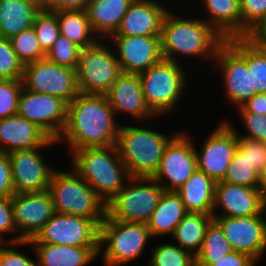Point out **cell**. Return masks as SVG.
I'll use <instances>...</instances> for the list:
<instances>
[{
	"label": "cell",
	"mask_w": 266,
	"mask_h": 266,
	"mask_svg": "<svg viewBox=\"0 0 266 266\" xmlns=\"http://www.w3.org/2000/svg\"><path fill=\"white\" fill-rule=\"evenodd\" d=\"M117 120L106 94L79 93L68 104L66 124L56 142H66L70 154L86 147L116 145Z\"/></svg>",
	"instance_id": "1"
},
{
	"label": "cell",
	"mask_w": 266,
	"mask_h": 266,
	"mask_svg": "<svg viewBox=\"0 0 266 266\" xmlns=\"http://www.w3.org/2000/svg\"><path fill=\"white\" fill-rule=\"evenodd\" d=\"M188 16L172 10L165 15L160 36L163 58L174 62L202 58L213 63L218 48L226 40L204 18Z\"/></svg>",
	"instance_id": "2"
},
{
	"label": "cell",
	"mask_w": 266,
	"mask_h": 266,
	"mask_svg": "<svg viewBox=\"0 0 266 266\" xmlns=\"http://www.w3.org/2000/svg\"><path fill=\"white\" fill-rule=\"evenodd\" d=\"M74 169L105 202H109L130 178L116 145L86 147L69 154Z\"/></svg>",
	"instance_id": "3"
},
{
	"label": "cell",
	"mask_w": 266,
	"mask_h": 266,
	"mask_svg": "<svg viewBox=\"0 0 266 266\" xmlns=\"http://www.w3.org/2000/svg\"><path fill=\"white\" fill-rule=\"evenodd\" d=\"M122 124V125H121ZM130 124V125H129ZM120 123L116 147L130 177H153L169 142L179 133L169 136L142 123ZM135 125V126H134ZM154 128V129H153Z\"/></svg>",
	"instance_id": "4"
},
{
	"label": "cell",
	"mask_w": 266,
	"mask_h": 266,
	"mask_svg": "<svg viewBox=\"0 0 266 266\" xmlns=\"http://www.w3.org/2000/svg\"><path fill=\"white\" fill-rule=\"evenodd\" d=\"M48 191L56 213L89 218L98 226L104 221L106 203L74 169H56Z\"/></svg>",
	"instance_id": "5"
},
{
	"label": "cell",
	"mask_w": 266,
	"mask_h": 266,
	"mask_svg": "<svg viewBox=\"0 0 266 266\" xmlns=\"http://www.w3.org/2000/svg\"><path fill=\"white\" fill-rule=\"evenodd\" d=\"M183 64L163 58L139 74L146 102L159 118L176 111L185 97L189 80Z\"/></svg>",
	"instance_id": "6"
},
{
	"label": "cell",
	"mask_w": 266,
	"mask_h": 266,
	"mask_svg": "<svg viewBox=\"0 0 266 266\" xmlns=\"http://www.w3.org/2000/svg\"><path fill=\"white\" fill-rule=\"evenodd\" d=\"M152 238L147 224L105 216L99 225V255L105 266H124L138 259Z\"/></svg>",
	"instance_id": "7"
},
{
	"label": "cell",
	"mask_w": 266,
	"mask_h": 266,
	"mask_svg": "<svg viewBox=\"0 0 266 266\" xmlns=\"http://www.w3.org/2000/svg\"><path fill=\"white\" fill-rule=\"evenodd\" d=\"M212 66L218 70L225 87V99L230 105L240 107L253 95L251 71L247 68V39L226 40L217 50Z\"/></svg>",
	"instance_id": "8"
},
{
	"label": "cell",
	"mask_w": 266,
	"mask_h": 266,
	"mask_svg": "<svg viewBox=\"0 0 266 266\" xmlns=\"http://www.w3.org/2000/svg\"><path fill=\"white\" fill-rule=\"evenodd\" d=\"M163 191L153 177H130L106 203V216L118 221L147 224Z\"/></svg>",
	"instance_id": "9"
},
{
	"label": "cell",
	"mask_w": 266,
	"mask_h": 266,
	"mask_svg": "<svg viewBox=\"0 0 266 266\" xmlns=\"http://www.w3.org/2000/svg\"><path fill=\"white\" fill-rule=\"evenodd\" d=\"M107 41L99 40L93 46L80 49L76 69L80 93L106 94L123 73L114 49Z\"/></svg>",
	"instance_id": "10"
},
{
	"label": "cell",
	"mask_w": 266,
	"mask_h": 266,
	"mask_svg": "<svg viewBox=\"0 0 266 266\" xmlns=\"http://www.w3.org/2000/svg\"><path fill=\"white\" fill-rule=\"evenodd\" d=\"M22 83L25 89L59 97L68 104L80 93L76 70L46 58L24 65Z\"/></svg>",
	"instance_id": "11"
},
{
	"label": "cell",
	"mask_w": 266,
	"mask_h": 266,
	"mask_svg": "<svg viewBox=\"0 0 266 266\" xmlns=\"http://www.w3.org/2000/svg\"><path fill=\"white\" fill-rule=\"evenodd\" d=\"M31 244L99 247V226L89 218L54 213Z\"/></svg>",
	"instance_id": "12"
},
{
	"label": "cell",
	"mask_w": 266,
	"mask_h": 266,
	"mask_svg": "<svg viewBox=\"0 0 266 266\" xmlns=\"http://www.w3.org/2000/svg\"><path fill=\"white\" fill-rule=\"evenodd\" d=\"M57 144L48 139L42 146L17 150L8 153L11 162V173L14 193H32L48 190L51 177L56 169L51 167L41 154L49 147ZM41 152V153H40Z\"/></svg>",
	"instance_id": "13"
},
{
	"label": "cell",
	"mask_w": 266,
	"mask_h": 266,
	"mask_svg": "<svg viewBox=\"0 0 266 266\" xmlns=\"http://www.w3.org/2000/svg\"><path fill=\"white\" fill-rule=\"evenodd\" d=\"M182 130L169 142L153 178L165 191H176L196 170L194 140Z\"/></svg>",
	"instance_id": "14"
},
{
	"label": "cell",
	"mask_w": 266,
	"mask_h": 266,
	"mask_svg": "<svg viewBox=\"0 0 266 266\" xmlns=\"http://www.w3.org/2000/svg\"><path fill=\"white\" fill-rule=\"evenodd\" d=\"M218 126L203 139L200 150L194 149L197 159V169L206 173L215 182L222 181L229 164L237 149V134L235 129L226 121H220Z\"/></svg>",
	"instance_id": "15"
},
{
	"label": "cell",
	"mask_w": 266,
	"mask_h": 266,
	"mask_svg": "<svg viewBox=\"0 0 266 266\" xmlns=\"http://www.w3.org/2000/svg\"><path fill=\"white\" fill-rule=\"evenodd\" d=\"M67 107L68 103L59 97L23 87L17 113L39 127L50 139L57 140L66 124Z\"/></svg>",
	"instance_id": "16"
},
{
	"label": "cell",
	"mask_w": 266,
	"mask_h": 266,
	"mask_svg": "<svg viewBox=\"0 0 266 266\" xmlns=\"http://www.w3.org/2000/svg\"><path fill=\"white\" fill-rule=\"evenodd\" d=\"M17 234L8 242L29 241L55 213L52 197L48 190L32 193H15L11 197Z\"/></svg>",
	"instance_id": "17"
},
{
	"label": "cell",
	"mask_w": 266,
	"mask_h": 266,
	"mask_svg": "<svg viewBox=\"0 0 266 266\" xmlns=\"http://www.w3.org/2000/svg\"><path fill=\"white\" fill-rule=\"evenodd\" d=\"M232 250L249 255L256 262L266 253V214L246 217H213Z\"/></svg>",
	"instance_id": "18"
},
{
	"label": "cell",
	"mask_w": 266,
	"mask_h": 266,
	"mask_svg": "<svg viewBox=\"0 0 266 266\" xmlns=\"http://www.w3.org/2000/svg\"><path fill=\"white\" fill-rule=\"evenodd\" d=\"M110 39V40H109ZM123 73L139 75L163 59L160 36H110Z\"/></svg>",
	"instance_id": "19"
},
{
	"label": "cell",
	"mask_w": 266,
	"mask_h": 266,
	"mask_svg": "<svg viewBox=\"0 0 266 266\" xmlns=\"http://www.w3.org/2000/svg\"><path fill=\"white\" fill-rule=\"evenodd\" d=\"M259 214H266V204L262 201L258 189L223 181L216 182L213 217H246Z\"/></svg>",
	"instance_id": "20"
},
{
	"label": "cell",
	"mask_w": 266,
	"mask_h": 266,
	"mask_svg": "<svg viewBox=\"0 0 266 266\" xmlns=\"http://www.w3.org/2000/svg\"><path fill=\"white\" fill-rule=\"evenodd\" d=\"M106 96L116 117H120V114L123 116L124 113V116H130L136 123L138 121L143 124L152 118H158L146 102L139 75L122 73Z\"/></svg>",
	"instance_id": "21"
},
{
	"label": "cell",
	"mask_w": 266,
	"mask_h": 266,
	"mask_svg": "<svg viewBox=\"0 0 266 266\" xmlns=\"http://www.w3.org/2000/svg\"><path fill=\"white\" fill-rule=\"evenodd\" d=\"M166 7L163 0H134L111 36H161L164 17L170 10Z\"/></svg>",
	"instance_id": "22"
},
{
	"label": "cell",
	"mask_w": 266,
	"mask_h": 266,
	"mask_svg": "<svg viewBox=\"0 0 266 266\" xmlns=\"http://www.w3.org/2000/svg\"><path fill=\"white\" fill-rule=\"evenodd\" d=\"M48 139L39 127L18 113L0 119V152L34 149Z\"/></svg>",
	"instance_id": "23"
},
{
	"label": "cell",
	"mask_w": 266,
	"mask_h": 266,
	"mask_svg": "<svg viewBox=\"0 0 266 266\" xmlns=\"http://www.w3.org/2000/svg\"><path fill=\"white\" fill-rule=\"evenodd\" d=\"M25 246L33 249L38 266H87L99 256V247H75L55 244H31Z\"/></svg>",
	"instance_id": "24"
},
{
	"label": "cell",
	"mask_w": 266,
	"mask_h": 266,
	"mask_svg": "<svg viewBox=\"0 0 266 266\" xmlns=\"http://www.w3.org/2000/svg\"><path fill=\"white\" fill-rule=\"evenodd\" d=\"M209 23L225 40L242 38L240 0H202Z\"/></svg>",
	"instance_id": "25"
},
{
	"label": "cell",
	"mask_w": 266,
	"mask_h": 266,
	"mask_svg": "<svg viewBox=\"0 0 266 266\" xmlns=\"http://www.w3.org/2000/svg\"><path fill=\"white\" fill-rule=\"evenodd\" d=\"M134 0H90L87 14L91 27L100 40L115 33Z\"/></svg>",
	"instance_id": "26"
},
{
	"label": "cell",
	"mask_w": 266,
	"mask_h": 266,
	"mask_svg": "<svg viewBox=\"0 0 266 266\" xmlns=\"http://www.w3.org/2000/svg\"><path fill=\"white\" fill-rule=\"evenodd\" d=\"M216 182L197 169L175 192L188 212L212 215Z\"/></svg>",
	"instance_id": "27"
},
{
	"label": "cell",
	"mask_w": 266,
	"mask_h": 266,
	"mask_svg": "<svg viewBox=\"0 0 266 266\" xmlns=\"http://www.w3.org/2000/svg\"><path fill=\"white\" fill-rule=\"evenodd\" d=\"M188 211L175 191H163L159 202L153 211L147 227L152 237L173 235L176 226L186 216Z\"/></svg>",
	"instance_id": "28"
},
{
	"label": "cell",
	"mask_w": 266,
	"mask_h": 266,
	"mask_svg": "<svg viewBox=\"0 0 266 266\" xmlns=\"http://www.w3.org/2000/svg\"><path fill=\"white\" fill-rule=\"evenodd\" d=\"M40 9L24 0H0V37L11 38L33 26Z\"/></svg>",
	"instance_id": "29"
},
{
	"label": "cell",
	"mask_w": 266,
	"mask_h": 266,
	"mask_svg": "<svg viewBox=\"0 0 266 266\" xmlns=\"http://www.w3.org/2000/svg\"><path fill=\"white\" fill-rule=\"evenodd\" d=\"M57 19L60 34L81 49L93 46L100 40L91 27L86 10H59Z\"/></svg>",
	"instance_id": "30"
},
{
	"label": "cell",
	"mask_w": 266,
	"mask_h": 266,
	"mask_svg": "<svg viewBox=\"0 0 266 266\" xmlns=\"http://www.w3.org/2000/svg\"><path fill=\"white\" fill-rule=\"evenodd\" d=\"M213 215L200 212H188L171 236L175 244L196 256L202 248L205 231Z\"/></svg>",
	"instance_id": "31"
},
{
	"label": "cell",
	"mask_w": 266,
	"mask_h": 266,
	"mask_svg": "<svg viewBox=\"0 0 266 266\" xmlns=\"http://www.w3.org/2000/svg\"><path fill=\"white\" fill-rule=\"evenodd\" d=\"M232 251L220 225L212 219L206 228L202 248L195 256V266H209Z\"/></svg>",
	"instance_id": "32"
},
{
	"label": "cell",
	"mask_w": 266,
	"mask_h": 266,
	"mask_svg": "<svg viewBox=\"0 0 266 266\" xmlns=\"http://www.w3.org/2000/svg\"><path fill=\"white\" fill-rule=\"evenodd\" d=\"M148 266H195V256L171 242H161L150 249Z\"/></svg>",
	"instance_id": "33"
},
{
	"label": "cell",
	"mask_w": 266,
	"mask_h": 266,
	"mask_svg": "<svg viewBox=\"0 0 266 266\" xmlns=\"http://www.w3.org/2000/svg\"><path fill=\"white\" fill-rule=\"evenodd\" d=\"M259 175L255 167L236 149L222 181L258 189Z\"/></svg>",
	"instance_id": "34"
},
{
	"label": "cell",
	"mask_w": 266,
	"mask_h": 266,
	"mask_svg": "<svg viewBox=\"0 0 266 266\" xmlns=\"http://www.w3.org/2000/svg\"><path fill=\"white\" fill-rule=\"evenodd\" d=\"M10 41L14 52L24 65L45 58L46 53L39 45L33 26L12 36Z\"/></svg>",
	"instance_id": "35"
},
{
	"label": "cell",
	"mask_w": 266,
	"mask_h": 266,
	"mask_svg": "<svg viewBox=\"0 0 266 266\" xmlns=\"http://www.w3.org/2000/svg\"><path fill=\"white\" fill-rule=\"evenodd\" d=\"M33 28L41 49L47 53L60 35L57 11L41 9L35 16Z\"/></svg>",
	"instance_id": "36"
},
{
	"label": "cell",
	"mask_w": 266,
	"mask_h": 266,
	"mask_svg": "<svg viewBox=\"0 0 266 266\" xmlns=\"http://www.w3.org/2000/svg\"><path fill=\"white\" fill-rule=\"evenodd\" d=\"M247 68L251 71L252 90L266 91V46H258L247 40Z\"/></svg>",
	"instance_id": "37"
},
{
	"label": "cell",
	"mask_w": 266,
	"mask_h": 266,
	"mask_svg": "<svg viewBox=\"0 0 266 266\" xmlns=\"http://www.w3.org/2000/svg\"><path fill=\"white\" fill-rule=\"evenodd\" d=\"M80 49V47L71 42L66 36L60 34L54 42V45L45 54V58L57 65L76 70Z\"/></svg>",
	"instance_id": "38"
},
{
	"label": "cell",
	"mask_w": 266,
	"mask_h": 266,
	"mask_svg": "<svg viewBox=\"0 0 266 266\" xmlns=\"http://www.w3.org/2000/svg\"><path fill=\"white\" fill-rule=\"evenodd\" d=\"M22 79H0V119L17 114Z\"/></svg>",
	"instance_id": "39"
},
{
	"label": "cell",
	"mask_w": 266,
	"mask_h": 266,
	"mask_svg": "<svg viewBox=\"0 0 266 266\" xmlns=\"http://www.w3.org/2000/svg\"><path fill=\"white\" fill-rule=\"evenodd\" d=\"M23 62L12 48L9 38L0 37V79H22Z\"/></svg>",
	"instance_id": "40"
},
{
	"label": "cell",
	"mask_w": 266,
	"mask_h": 266,
	"mask_svg": "<svg viewBox=\"0 0 266 266\" xmlns=\"http://www.w3.org/2000/svg\"><path fill=\"white\" fill-rule=\"evenodd\" d=\"M239 114V115H238ZM239 121L242 122L246 131L239 133V127L235 128L234 124L227 119L226 121L235 129L236 134L240 137L247 138L254 141L266 143V116L258 115L252 112H237ZM238 129V130H237Z\"/></svg>",
	"instance_id": "41"
},
{
	"label": "cell",
	"mask_w": 266,
	"mask_h": 266,
	"mask_svg": "<svg viewBox=\"0 0 266 266\" xmlns=\"http://www.w3.org/2000/svg\"><path fill=\"white\" fill-rule=\"evenodd\" d=\"M237 150L244 155L259 173L262 171L266 165V143L237 135Z\"/></svg>",
	"instance_id": "42"
},
{
	"label": "cell",
	"mask_w": 266,
	"mask_h": 266,
	"mask_svg": "<svg viewBox=\"0 0 266 266\" xmlns=\"http://www.w3.org/2000/svg\"><path fill=\"white\" fill-rule=\"evenodd\" d=\"M23 245L24 241L0 243V266H38L37 260L18 251V248Z\"/></svg>",
	"instance_id": "43"
},
{
	"label": "cell",
	"mask_w": 266,
	"mask_h": 266,
	"mask_svg": "<svg viewBox=\"0 0 266 266\" xmlns=\"http://www.w3.org/2000/svg\"><path fill=\"white\" fill-rule=\"evenodd\" d=\"M242 16V37L256 24L266 13V0H240Z\"/></svg>",
	"instance_id": "44"
},
{
	"label": "cell",
	"mask_w": 266,
	"mask_h": 266,
	"mask_svg": "<svg viewBox=\"0 0 266 266\" xmlns=\"http://www.w3.org/2000/svg\"><path fill=\"white\" fill-rule=\"evenodd\" d=\"M16 234L11 197L0 199V243L8 242L6 234Z\"/></svg>",
	"instance_id": "45"
},
{
	"label": "cell",
	"mask_w": 266,
	"mask_h": 266,
	"mask_svg": "<svg viewBox=\"0 0 266 266\" xmlns=\"http://www.w3.org/2000/svg\"><path fill=\"white\" fill-rule=\"evenodd\" d=\"M14 194L11 162L7 153L0 152V199Z\"/></svg>",
	"instance_id": "46"
},
{
	"label": "cell",
	"mask_w": 266,
	"mask_h": 266,
	"mask_svg": "<svg viewBox=\"0 0 266 266\" xmlns=\"http://www.w3.org/2000/svg\"><path fill=\"white\" fill-rule=\"evenodd\" d=\"M256 264L257 262L249 255L233 250L209 266H256Z\"/></svg>",
	"instance_id": "47"
},
{
	"label": "cell",
	"mask_w": 266,
	"mask_h": 266,
	"mask_svg": "<svg viewBox=\"0 0 266 266\" xmlns=\"http://www.w3.org/2000/svg\"><path fill=\"white\" fill-rule=\"evenodd\" d=\"M90 0H46L45 10H86Z\"/></svg>",
	"instance_id": "48"
},
{
	"label": "cell",
	"mask_w": 266,
	"mask_h": 266,
	"mask_svg": "<svg viewBox=\"0 0 266 266\" xmlns=\"http://www.w3.org/2000/svg\"><path fill=\"white\" fill-rule=\"evenodd\" d=\"M235 109H237V112H252L266 116V95L264 93L255 94Z\"/></svg>",
	"instance_id": "49"
},
{
	"label": "cell",
	"mask_w": 266,
	"mask_h": 266,
	"mask_svg": "<svg viewBox=\"0 0 266 266\" xmlns=\"http://www.w3.org/2000/svg\"><path fill=\"white\" fill-rule=\"evenodd\" d=\"M249 42L258 45L266 46V13L265 15L256 23L244 37Z\"/></svg>",
	"instance_id": "50"
},
{
	"label": "cell",
	"mask_w": 266,
	"mask_h": 266,
	"mask_svg": "<svg viewBox=\"0 0 266 266\" xmlns=\"http://www.w3.org/2000/svg\"><path fill=\"white\" fill-rule=\"evenodd\" d=\"M259 193L262 201L266 204V165L263 167L259 175Z\"/></svg>",
	"instance_id": "51"
},
{
	"label": "cell",
	"mask_w": 266,
	"mask_h": 266,
	"mask_svg": "<svg viewBox=\"0 0 266 266\" xmlns=\"http://www.w3.org/2000/svg\"><path fill=\"white\" fill-rule=\"evenodd\" d=\"M37 6L40 10L45 9L46 0H24Z\"/></svg>",
	"instance_id": "52"
}]
</instances>
